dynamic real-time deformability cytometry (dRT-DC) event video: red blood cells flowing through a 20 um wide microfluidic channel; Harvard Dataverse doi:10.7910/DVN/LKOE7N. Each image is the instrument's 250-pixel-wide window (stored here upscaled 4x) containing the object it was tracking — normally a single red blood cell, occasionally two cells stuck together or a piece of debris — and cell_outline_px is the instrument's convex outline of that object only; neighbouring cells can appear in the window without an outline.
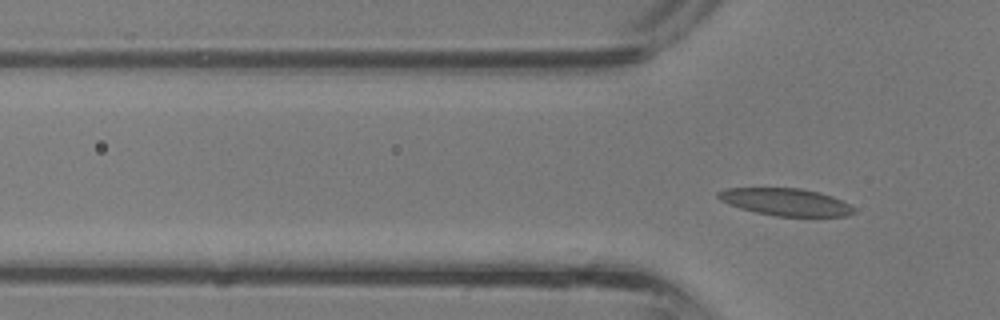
{"species": "common noctule bat (a hibernating species)", "species_latin": "Nyctalus noctula", "temperature_condition": "room temperature", "stored_images_in_passage": 9, "camera_frame_rate_fps": 3000, "um_per_image_px": 0.085, "animal": {"sex": "male", "body_mass_g": 13.3}, "frame": {"image": 1, "passage_image": 9, "time_ms": 2.667, "image_size_px": [1000, 320], "cell_outline_px": [[856, 212], [848, 216], [776, 216], [756, 212], [740, 208], [728, 204], [720, 200], [716, 196], [716, 192], [724, 188], [800, 188], [820, 192], [832, 196], [856, 208]], "centroid_in_image_um": [66.77, 17.16], "position_along_channel_um": 59.0, "area_um2": 21.68}}